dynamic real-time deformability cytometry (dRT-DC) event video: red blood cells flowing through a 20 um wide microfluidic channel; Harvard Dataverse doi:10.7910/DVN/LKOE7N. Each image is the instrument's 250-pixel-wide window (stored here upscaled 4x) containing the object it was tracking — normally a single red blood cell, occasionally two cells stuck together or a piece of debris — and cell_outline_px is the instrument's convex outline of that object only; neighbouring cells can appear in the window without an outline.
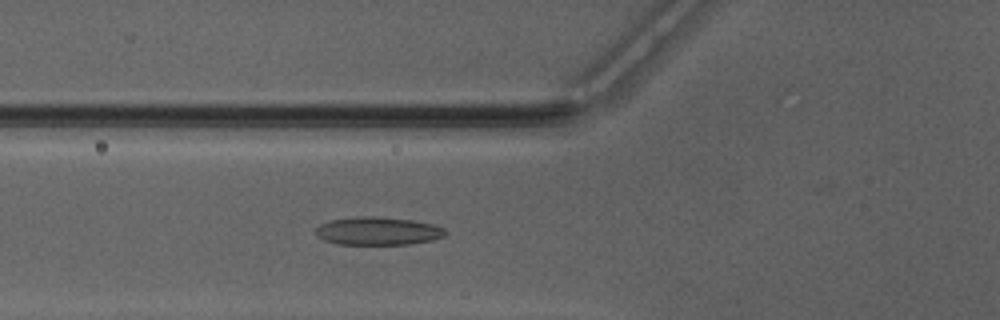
{"species": "Egyptian fruit bat (a non-hibernating species)", "species_latin": "Rousettus aegyptiacus", "temperature_condition": "warm", "stored_images_in_passage": 51, "camera_frame_rate_fps": 3000, "um_per_image_px": 0.085, "animal": {"sex": "male"}, "frame": {"image": 1, "passage_image": 20, "time_ms": 6.333, "image_size_px": [1000, 320], "cell_outline_px": [[448, 232], [444, 236], [432, 240], [408, 244], [336, 244], [324, 240], [316, 236], [316, 228], [320, 224], [332, 220], [356, 216], [372, 216], [412, 220], [432, 224], [444, 228]], "centroid_in_image_um": [32.11, 19.64], "position_along_channel_um": 93.7, "area_um2": 21.15}}
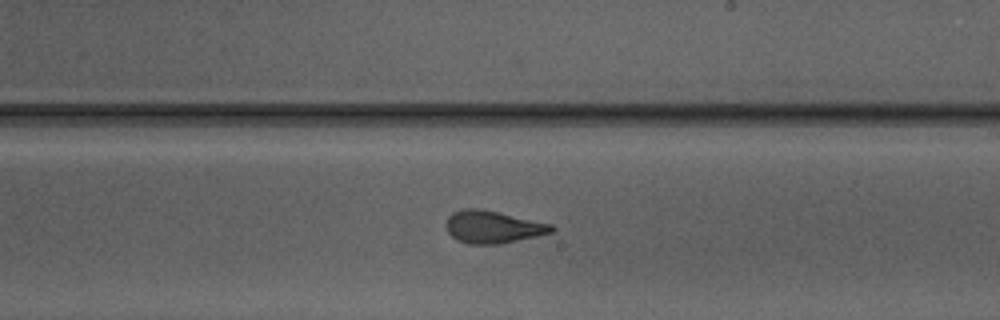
{"frame": {"image": 2, "passage_image": 31, "time_ms": 10.0, "image_size_px": [1000, 320], "cell_outline_px": [[556, 232], [500, 244], [468, 244], [452, 236], [448, 232], [444, 224], [448, 216], [452, 212], [464, 208], [476, 208], [496, 212], [552, 224], [556, 228]], "centroid_in_image_um": [41.9, 19.29], "position_along_channel_um": 247.1, "area_um2": 19.94}}
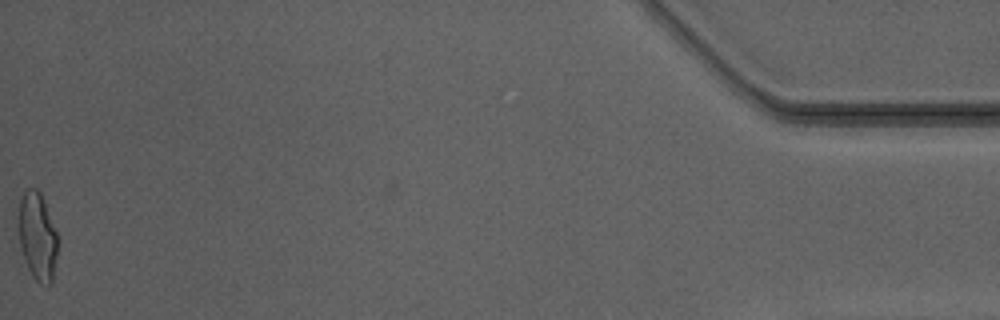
{"frame": {"image": 3, "passage_image": 51, "time_ms": 16.667, "image_size_px": [1000, 320], "cell_outline_px": [[56, 256], [52, 284], [48, 288], [40, 284], [32, 276], [24, 260], [20, 248], [20, 196], [28, 188], [36, 188], [40, 192], [56, 232]], "centroid_in_image_um": [3.18, 20.16], "position_along_channel_um": 432.0, "area_um2": 19.65}, "authors_computed_cell_mechanics": {"area_um2": 20.1144, "velocity_mm_per_s": 4.1813, "shape_relaxation_time_tau1_ms": 5.9267, "shape_relaxation_time_tau2_ms": 1.0091, "deformation_change_tau1": 0.1982, "deformation_change_tau2": 0.0937}}